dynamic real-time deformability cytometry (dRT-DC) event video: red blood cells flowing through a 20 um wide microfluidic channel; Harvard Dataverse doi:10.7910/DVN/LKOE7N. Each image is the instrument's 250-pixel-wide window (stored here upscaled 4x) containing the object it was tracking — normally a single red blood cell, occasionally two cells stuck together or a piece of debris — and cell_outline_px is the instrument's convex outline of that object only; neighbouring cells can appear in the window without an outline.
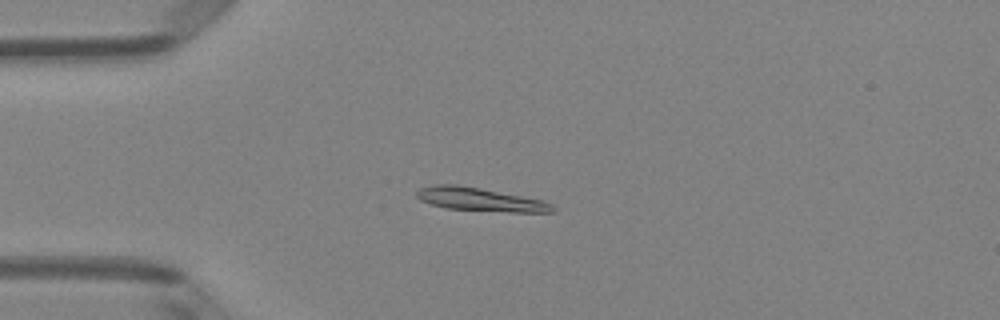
{"species": "Egyptian fruit bat (a non-hibernating species)", "species_latin": "Rousettus aegyptiacus", "temperature_condition": "room temperature", "stored_images_in_passage": 51, "camera_frame_rate_fps": 3000, "um_per_image_px": 0.085, "animal": {"sex": "female"}, "frame": {"image": 1, "passage_image": 13, "time_ms": 4.0, "image_size_px": [1000, 320], "cell_outline_px": [[556, 212], [508, 212], [444, 208], [420, 200], [416, 196], [416, 192], [420, 188], [432, 184], [456, 184], [480, 188], [544, 200], [552, 204], [556, 208]], "centroid_in_image_um": [40.83, 16.95], "position_along_channel_um": 44.2, "area_um2": 18.61}}
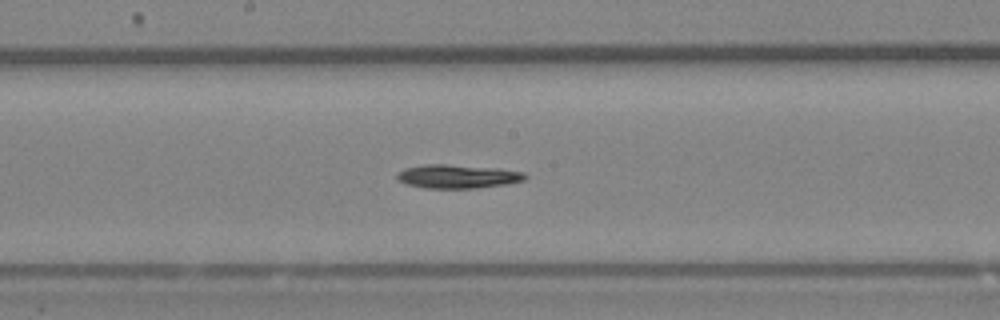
{"frame": {"image": 2, "passage_image": 27, "time_ms": 8.667, "image_size_px": [1000, 320], "cell_outline_px": [[528, 176], [524, 180], [508, 184], [476, 188], [424, 188], [408, 184], [396, 180], [396, 172], [404, 168], [428, 164], [444, 164], [496, 168], [524, 172]], "centroid_in_image_um": [38.88, 15.0], "position_along_channel_um": 209.3, "area_um2": 17.74}}
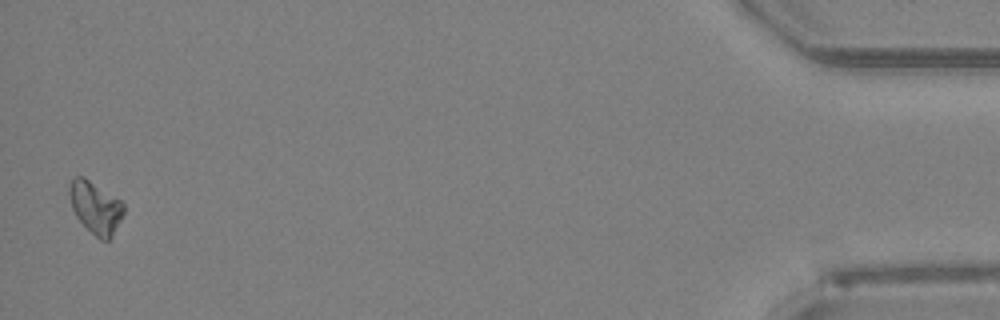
{"frame": {"image": 3, "passage_image": 50, "time_ms": 16.333, "image_size_px": [1000, 320], "cell_outline_px": [[124, 212], [112, 236], [108, 240], [100, 240], [76, 216], [72, 208], [68, 192], [68, 188], [72, 180], [76, 176], [84, 176], [120, 200], [124, 204]], "centroid_in_image_um": [8.11, 17.61], "position_along_channel_um": 427.1, "area_um2": 16.24}, "authors_computed_cell_mechanics": {"area_um2": 16.9932, "velocity_mm_per_s": 3.9871, "shape_relaxation_time_tau1_ms": 3.0407, "shape_relaxation_time_tau2_ms": null, "deformation_change_tau1": 0.1052, "deformation_change_tau2": null}}